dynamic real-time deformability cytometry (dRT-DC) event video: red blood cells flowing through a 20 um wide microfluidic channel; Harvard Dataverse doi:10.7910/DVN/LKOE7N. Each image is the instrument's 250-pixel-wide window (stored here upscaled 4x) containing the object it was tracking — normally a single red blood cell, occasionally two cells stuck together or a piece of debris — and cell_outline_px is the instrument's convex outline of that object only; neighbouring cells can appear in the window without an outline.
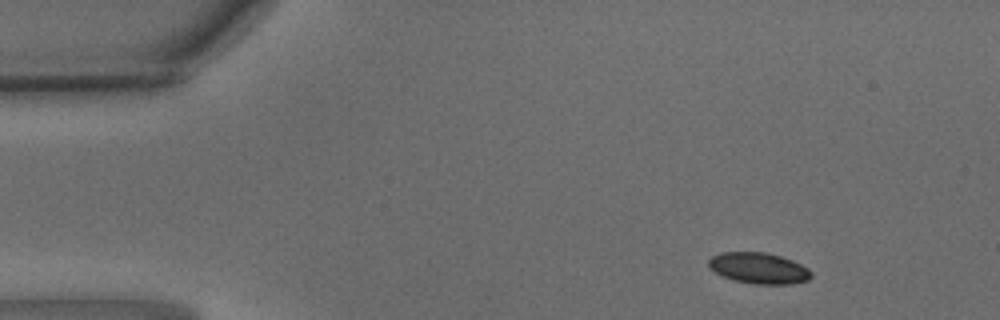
{"species": "common noctule bat (a hibernating species)", "species_latin": "Nyctalus noctula", "temperature_condition": "warm", "stored_images_in_passage": 8, "camera_frame_rate_fps": 3000, "um_per_image_px": 0.085, "animal": {"sex": "male", "body_mass_g": 15.6}, "frame": {"image": 1, "passage_image": 1, "time_ms": 0.0, "image_size_px": [1000, 320], "cell_outline_px": [[812, 276], [808, 280], [792, 284], [756, 284], [736, 280], [724, 276], [716, 272], [708, 264], [708, 260], [712, 256], [720, 252], [764, 252], [780, 256], [792, 260], [808, 268], [812, 272]], "centroid_in_image_um": [64.53, 22.78], "position_along_channel_um": 20.5, "area_um2": 18.38}}